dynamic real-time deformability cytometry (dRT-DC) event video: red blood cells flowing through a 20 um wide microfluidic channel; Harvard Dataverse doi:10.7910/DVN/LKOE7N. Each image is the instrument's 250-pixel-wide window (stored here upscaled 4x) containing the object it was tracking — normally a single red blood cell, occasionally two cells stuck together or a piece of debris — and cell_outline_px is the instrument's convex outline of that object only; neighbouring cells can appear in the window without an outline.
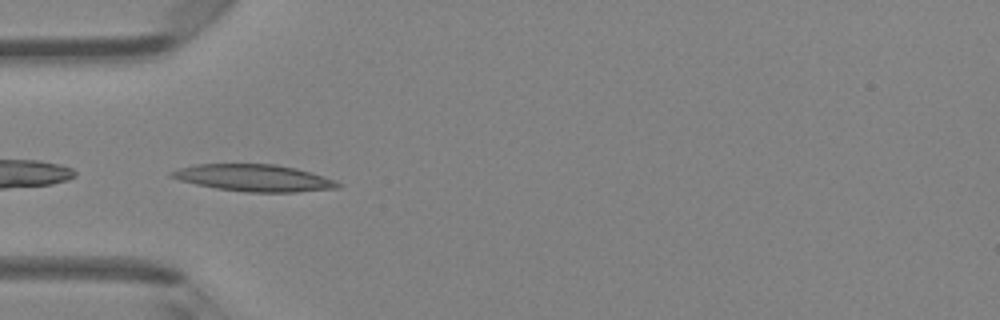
{"species": "Egyptian fruit bat (a non-hibernating species)", "species_latin": "Rousettus aegyptiacus", "temperature_condition": "room temperature", "stored_images_in_passage": 34, "camera_frame_rate_fps": 3000, "um_per_image_px": 0.085, "animal": {"sex": "female"}, "frame": {"image": 1, "passage_image": 14, "time_ms": 4.333, "image_size_px": [1000, 320], "cell_outline_px": [[344, 184], [340, 188], [296, 192], [244, 192], [216, 188], [196, 184], [180, 180], [168, 176], [168, 172], [180, 168], [196, 164], [276, 164], [296, 168], [312, 172], [336, 180]], "centroid_in_image_um": [21.63, 15.12], "position_along_channel_um": 63.4, "area_um2": 26.3}}
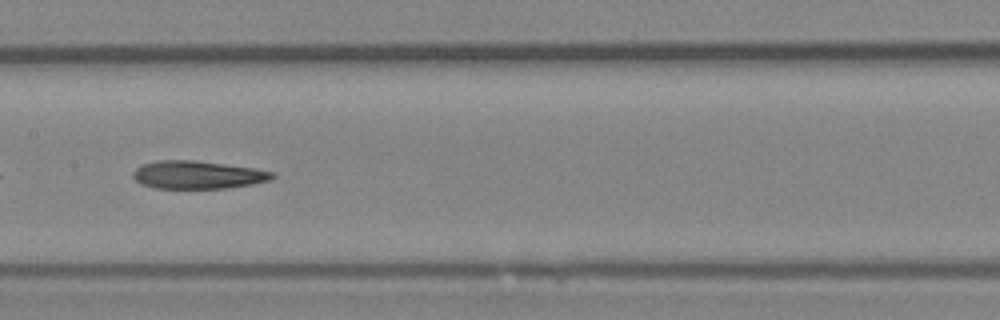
{"frame": {"image": 2, "passage_image": 23, "time_ms": 7.333, "image_size_px": [1000, 320], "cell_outline_px": [[276, 176], [268, 180], [252, 184], [228, 188], [156, 188], [140, 184], [132, 176], [132, 172], [140, 164], [156, 160], [192, 160], [224, 164], [252, 168], [276, 172]], "centroid_in_image_um": [16.76, 14.86], "position_along_channel_um": 190.6, "area_um2": 22.72}}
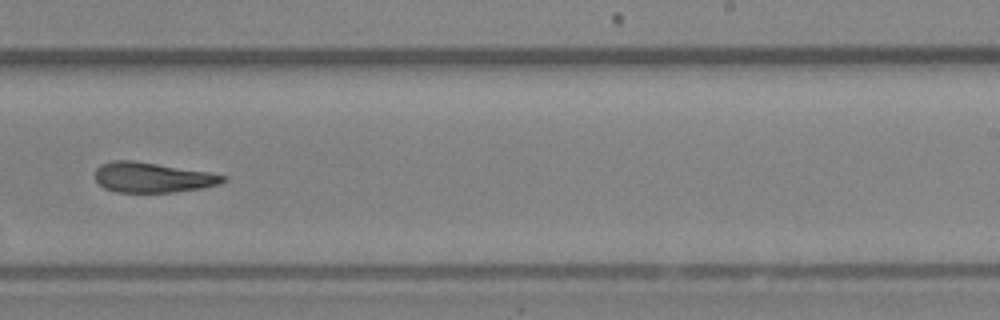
{"frame": {"image": 3, "passage_image": 29, "time_ms": 9.333, "image_size_px": [1000, 320], "cell_outline_px": [[228, 180], [220, 184], [200, 188], [172, 192], [116, 192], [104, 188], [96, 180], [96, 168], [100, 164], [112, 160], [132, 160], [208, 172], [228, 176]], "centroid_in_image_um": [12.96, 15.08], "position_along_channel_um": 276.0, "area_um2": 22.37}}